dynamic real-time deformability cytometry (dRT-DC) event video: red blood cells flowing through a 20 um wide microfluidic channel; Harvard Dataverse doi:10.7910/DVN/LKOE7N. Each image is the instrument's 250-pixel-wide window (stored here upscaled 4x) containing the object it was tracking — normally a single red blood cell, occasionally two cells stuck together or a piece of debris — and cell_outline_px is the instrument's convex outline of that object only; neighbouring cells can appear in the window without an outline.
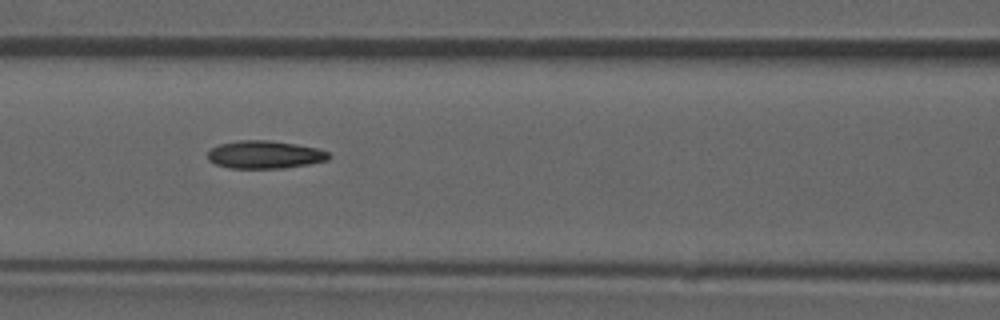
{"species": "common noctule bat (a hibernating species)", "species_latin": "Nyctalus noctula", "temperature_condition": "room temperature", "stored_images_in_passage": 53, "camera_frame_rate_fps": 3000, "um_per_image_px": 0.085, "animal": {"sex": "male", "forearm_length_mm": 52.5}, "frame": {"image": 1, "passage_image": 23, "time_ms": 7.333, "image_size_px": [1000, 320], "cell_outline_px": [[332, 156], [328, 160], [308, 164], [284, 168], [232, 168], [216, 164], [208, 160], [208, 152], [212, 148], [220, 144], [240, 140], [268, 140], [296, 144], [316, 148], [328, 152]], "centroid_in_image_um": [22.52, 13.14], "position_along_channel_um": 144.1, "area_um2": 19.54}, "authors_computed_cell_mechanics": {"area_um2": 19.4786, "velocity_mm_per_s": 3.9294, "shape_relaxation_time_tau1_ms": null, "shape_relaxation_time_tau2_ms": 3.7286, "deformation_change_tau1": null, "deformation_change_tau2": 0.1134}}